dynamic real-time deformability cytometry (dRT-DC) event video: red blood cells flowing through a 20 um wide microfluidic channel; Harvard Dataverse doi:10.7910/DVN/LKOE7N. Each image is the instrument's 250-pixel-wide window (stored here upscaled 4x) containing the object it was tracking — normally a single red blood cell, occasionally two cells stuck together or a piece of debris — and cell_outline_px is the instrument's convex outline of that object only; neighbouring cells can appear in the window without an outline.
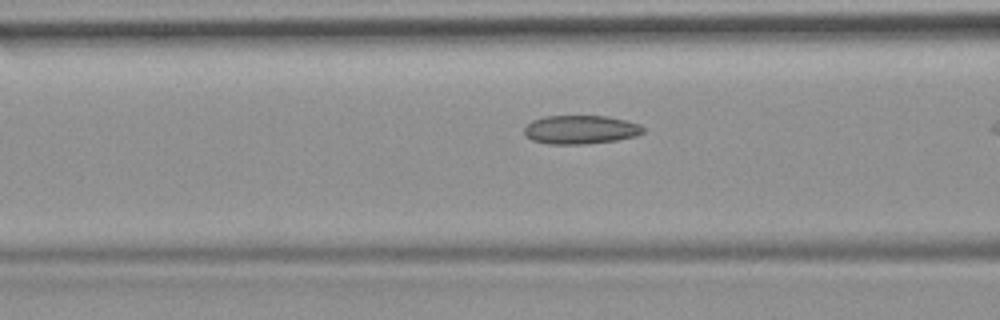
{"species": "common noctule bat (a hibernating species)", "species_latin": "Nyctalus noctula", "temperature_condition": "room temperature", "stored_images_in_passage": 17, "camera_frame_rate_fps": 3000, "um_per_image_px": 0.085, "animal": {"sex": "female", "body_mass_g": 19.9}, "frame": {"image": 1, "passage_image": 15, "time_ms": 4.667, "image_size_px": [1000, 320], "cell_outline_px": [[644, 132], [636, 136], [616, 140], [584, 144], [548, 144], [532, 140], [524, 132], [524, 128], [532, 120], [544, 116], [608, 116], [640, 124], [644, 128]], "centroid_in_image_um": [49.35, 11.02], "position_along_channel_um": 117.2, "area_um2": 19.83}}